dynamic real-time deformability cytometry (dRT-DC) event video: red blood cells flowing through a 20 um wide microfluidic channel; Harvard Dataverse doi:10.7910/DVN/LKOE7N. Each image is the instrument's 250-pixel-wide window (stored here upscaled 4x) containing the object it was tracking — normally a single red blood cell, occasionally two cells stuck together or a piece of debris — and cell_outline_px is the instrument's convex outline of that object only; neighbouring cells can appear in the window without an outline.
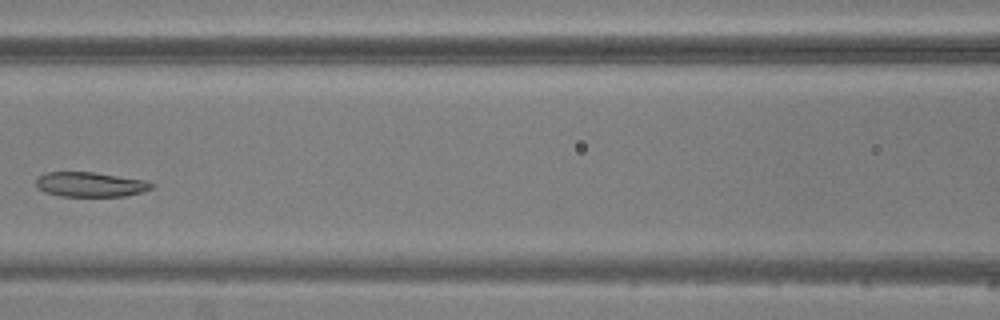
{"species": "common noctule bat (a hibernating species)", "species_latin": "Nyctalus noctula", "temperature_condition": "warm", "stored_images_in_passage": 4, "camera_frame_rate_fps": 3000, "um_per_image_px": 0.085, "animal": {"sex": "male", "body_mass_g": 20.5, "forearm_length_mm": 52.5}, "frame": {"image": 1, "passage_image": 4, "time_ms": 3.333, "image_size_px": [1000, 320], "cell_outline_px": [[152, 188], [140, 192], [124, 196], [60, 196], [44, 192], [36, 188], [36, 176], [44, 172], [96, 172], [144, 180], [152, 184]], "centroid_in_image_um": [7.58, 15.67], "position_along_channel_um": 159.0, "area_um2": 16.7}}